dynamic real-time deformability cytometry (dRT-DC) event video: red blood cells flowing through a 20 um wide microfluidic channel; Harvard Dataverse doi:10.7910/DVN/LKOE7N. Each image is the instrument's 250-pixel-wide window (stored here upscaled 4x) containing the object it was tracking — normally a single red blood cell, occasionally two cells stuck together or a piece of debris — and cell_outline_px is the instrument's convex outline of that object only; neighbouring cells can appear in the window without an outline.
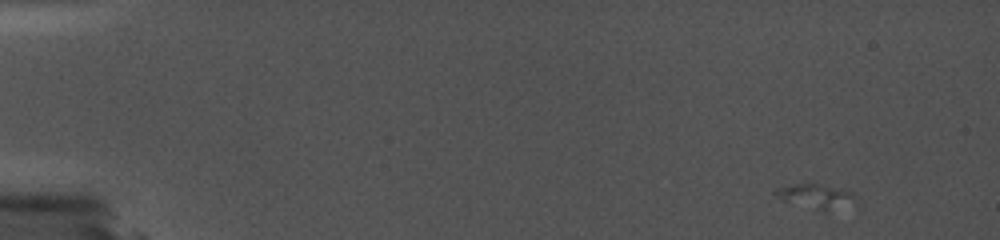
{"species": "common noctule bat (a hibernating species)", "species_latin": "Nyctalus noctula", "temperature_condition": "cold", "stored_images_in_passage": 3, "camera_frame_rate_fps": 5000, "um_per_image_px": 0.085, "animal": {"sex": "female", "body_mass_g": 19.0, "forearm_length_mm": 56.7}, "frame": {"image": 1, "passage_image": 1, "time_ms": 0.0, "image_size_px": [1000, 240], "cell_outline_px": [[852, 196], [828, 216], [784, 200], [776, 196], [772, 192], [776, 188], [796, 184], [816, 184], [852, 192]], "centroid_in_image_um": [69.19, 16.74], "position_along_channel_um": 15.8, "area_um2": 11.04}}